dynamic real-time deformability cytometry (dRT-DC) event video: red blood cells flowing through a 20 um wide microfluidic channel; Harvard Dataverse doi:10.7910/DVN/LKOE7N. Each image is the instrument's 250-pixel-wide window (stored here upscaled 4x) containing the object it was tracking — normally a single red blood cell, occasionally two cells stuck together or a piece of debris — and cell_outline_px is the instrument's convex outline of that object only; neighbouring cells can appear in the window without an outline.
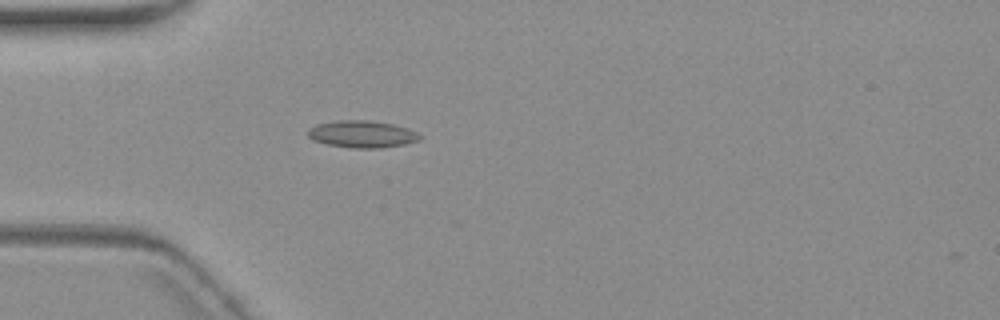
{"species": "common noctule bat (a hibernating species)", "species_latin": "Nyctalus noctula", "temperature_condition": "warm", "stored_images_in_passage": 3, "camera_frame_rate_fps": 3000, "um_per_image_px": 0.085, "animal": {"sex": "female", "body_mass_g": 19.3, "forearm_length_mm": 54.1}, "frame": {"image": 1, "passage_image": 3, "time_ms": 3.0, "image_size_px": [1000, 320], "cell_outline_px": [[420, 140], [404, 144], [380, 148], [352, 148], [328, 144], [312, 140], [308, 136], [308, 128], [316, 124], [340, 120], [368, 120], [392, 124], [408, 128], [416, 132], [420, 136]], "centroid_in_image_um": [30.75, 11.4], "position_along_channel_um": 54.2, "area_um2": 17.57}}